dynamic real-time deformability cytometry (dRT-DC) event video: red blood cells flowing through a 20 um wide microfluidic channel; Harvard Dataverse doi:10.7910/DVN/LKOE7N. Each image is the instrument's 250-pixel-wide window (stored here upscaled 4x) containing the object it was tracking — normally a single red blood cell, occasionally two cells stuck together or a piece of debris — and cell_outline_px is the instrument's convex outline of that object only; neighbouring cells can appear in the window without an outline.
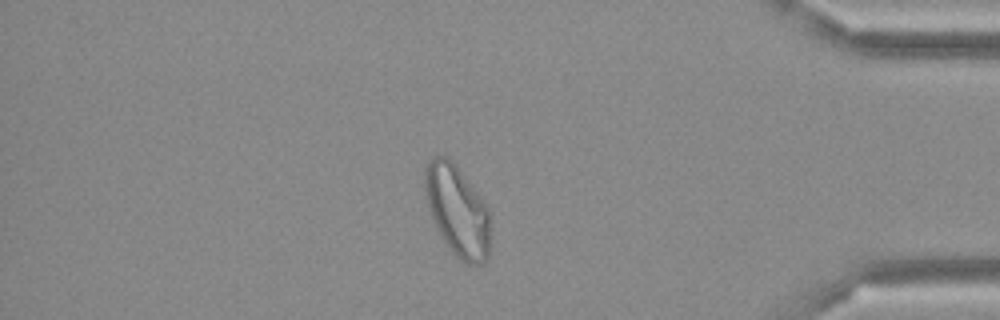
{"species": "Egyptian fruit bat (a non-hibernating species)", "species_latin": "Rousettus aegyptiacus", "temperature_condition": "cold", "stored_images_in_passage": 49, "camera_frame_rate_fps": 3000, "um_per_image_px": 0.085, "frame": {"image": 1, "passage_image": 42, "time_ms": 13.667, "image_size_px": [1000, 320], "cell_outline_px": [[488, 256], [484, 264], [468, 264], [456, 256], [452, 252], [444, 240], [432, 220], [428, 208], [424, 188], [424, 168], [428, 160], [432, 156], [448, 156], [452, 160], [484, 200], [488, 208]], "centroid_in_image_um": [38.83, 17.86], "position_along_channel_um": 396.4, "area_um2": 34.56}}